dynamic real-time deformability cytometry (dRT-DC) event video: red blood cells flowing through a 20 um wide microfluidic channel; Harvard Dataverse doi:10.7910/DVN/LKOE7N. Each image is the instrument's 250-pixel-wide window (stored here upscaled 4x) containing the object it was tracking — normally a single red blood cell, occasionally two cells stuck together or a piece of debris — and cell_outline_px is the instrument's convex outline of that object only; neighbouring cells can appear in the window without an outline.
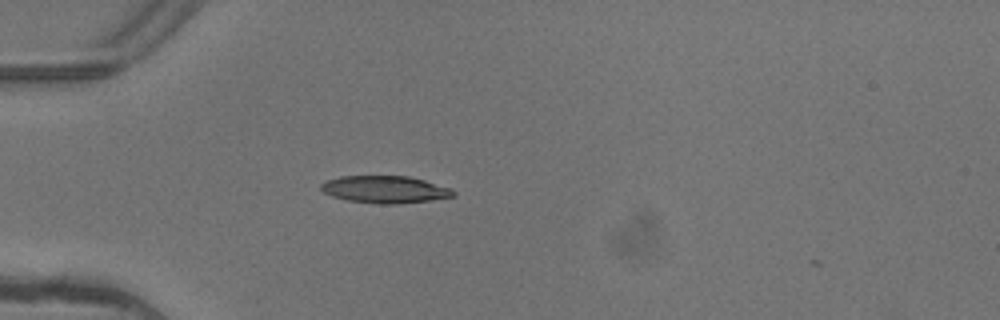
{"species": "common noctule bat (a hibernating species)", "species_latin": "Nyctalus noctula", "temperature_condition": "warm", "stored_images_in_passage": 2, "camera_frame_rate_fps": 3000, "um_per_image_px": 0.085, "animal": {"sex": "female"}, "frame": {"image": 1, "passage_image": 1, "time_ms": 0.0, "image_size_px": [1000, 320], "cell_outline_px": [[456, 196], [428, 200], [396, 204], [380, 204], [348, 200], [332, 196], [324, 192], [320, 188], [320, 184], [328, 180], [340, 176], [408, 176], [424, 180], [452, 188], [456, 192]], "centroid_in_image_um": [32.74, 16.1], "position_along_channel_um": 52.3, "area_um2": 20.92}}